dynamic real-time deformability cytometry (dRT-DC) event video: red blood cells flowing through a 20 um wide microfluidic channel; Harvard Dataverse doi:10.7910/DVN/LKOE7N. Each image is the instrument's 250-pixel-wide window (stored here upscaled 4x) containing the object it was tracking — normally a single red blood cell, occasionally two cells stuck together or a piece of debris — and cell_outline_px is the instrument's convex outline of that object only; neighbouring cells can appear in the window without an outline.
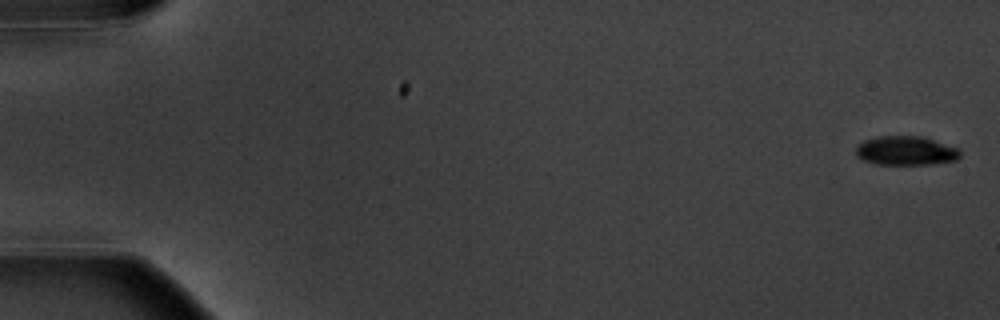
{"species": "common noctule bat (a hibernating species)", "species_latin": "Nyctalus noctula", "temperature_condition": "warm", "stored_images_in_passage": 8, "camera_frame_rate_fps": 3000, "um_per_image_px": 0.085, "animal": {"sex": "male", "body_mass_g": 20.1, "forearm_length_mm": 53.5}, "frame": {"image": 1, "passage_image": 1, "time_ms": 0.0, "image_size_px": [1000, 320], "cell_outline_px": [[960, 156], [956, 160], [932, 164], [876, 164], [864, 160], [856, 156], [856, 148], [864, 140], [876, 136], [924, 136], [960, 148]], "centroid_in_image_um": [77.03, 12.8], "position_along_channel_um": 8.0, "area_um2": 17.8}}
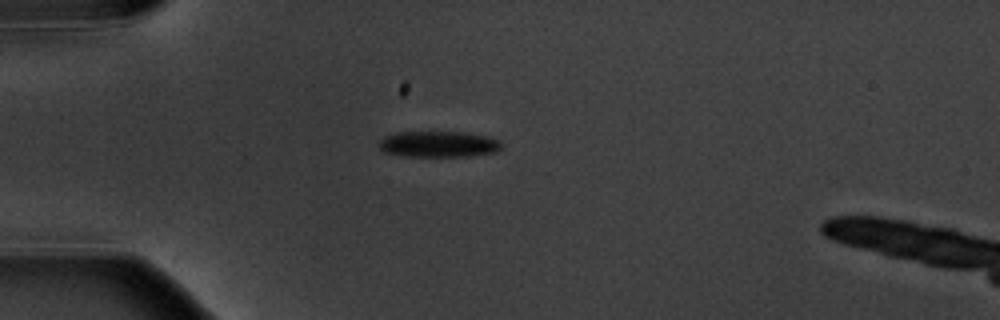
{"frame": {"image": 2, "passage_image": 5, "time_ms": 5.0, "image_size_px": [1000, 320], "cell_outline_px": [[500, 148], [496, 152], [468, 156], [404, 156], [384, 152], [380, 148], [380, 140], [384, 136], [396, 132], [464, 132], [488, 136], [500, 140]], "centroid_in_image_um": [37.27, 12.25], "position_along_channel_um": 47.7, "area_um2": 18.55}}